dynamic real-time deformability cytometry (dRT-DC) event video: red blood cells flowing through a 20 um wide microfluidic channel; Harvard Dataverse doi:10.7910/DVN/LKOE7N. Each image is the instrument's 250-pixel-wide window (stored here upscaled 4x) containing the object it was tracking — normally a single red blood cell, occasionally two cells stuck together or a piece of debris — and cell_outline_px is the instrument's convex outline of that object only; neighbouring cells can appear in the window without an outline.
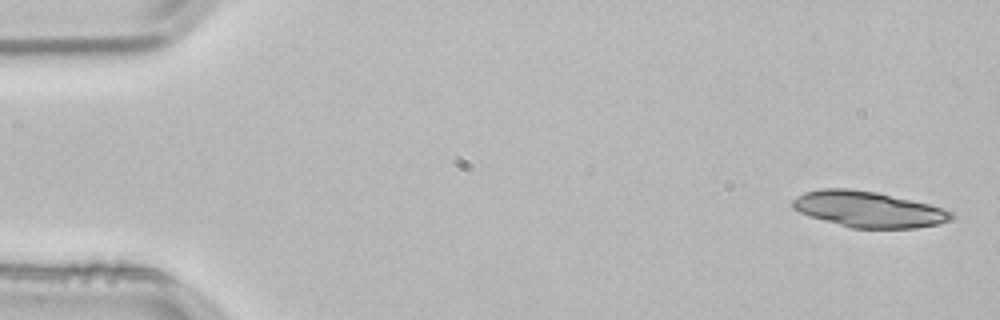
{"species": "common noctule bat (a hibernating species)", "species_latin": "Nyctalus noctula", "temperature_condition": "room temperature", "stored_images_in_passage": 3, "camera_frame_rate_fps": 3000, "um_per_image_px": 0.085, "animal": {"sex": "male", "body_mass_g": 21.5, "forearm_length_mm": 52.0}, "frame": {"image": 1, "passage_image": 1, "time_ms": 0.0, "image_size_px": [1000, 320], "cell_outline_px": [[956, 216], [952, 220], [940, 224], [916, 228], [852, 228], [808, 216], [792, 208], [792, 200], [796, 196], [804, 192], [820, 188], [848, 188], [876, 192], [928, 204], [952, 212]], "centroid_in_image_um": [73.79, 17.79], "position_along_channel_um": 11.2, "area_um2": 33.23}}